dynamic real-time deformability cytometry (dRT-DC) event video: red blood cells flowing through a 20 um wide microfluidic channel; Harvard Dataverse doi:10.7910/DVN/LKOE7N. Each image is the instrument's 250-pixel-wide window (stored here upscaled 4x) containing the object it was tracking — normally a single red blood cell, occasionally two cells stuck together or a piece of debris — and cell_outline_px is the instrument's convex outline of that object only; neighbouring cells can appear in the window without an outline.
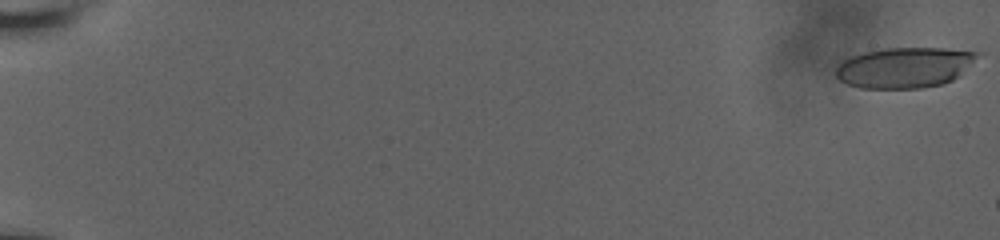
{"species": "human", "species_latin": "Homo sapiens", "temperature_condition": "room temperature", "stored_images_in_passage": 46, "camera_frame_rate_fps": 3000, "um_per_image_px": 0.085, "donor": {"sex": "male"}, "frame": {"image": 1, "passage_image": 1, "time_ms": 0.0, "image_size_px": [1000, 240], "cell_outline_px": [[984, 52], [952, 80], [944, 84], [920, 88], [860, 88], [848, 84], [840, 80], [836, 76], [836, 68], [844, 60], [852, 56], [864, 52], [884, 48], [944, 48]], "centroid_in_image_um": [76.9, 5.73], "position_along_channel_um": 8.1, "area_um2": 33.29}}
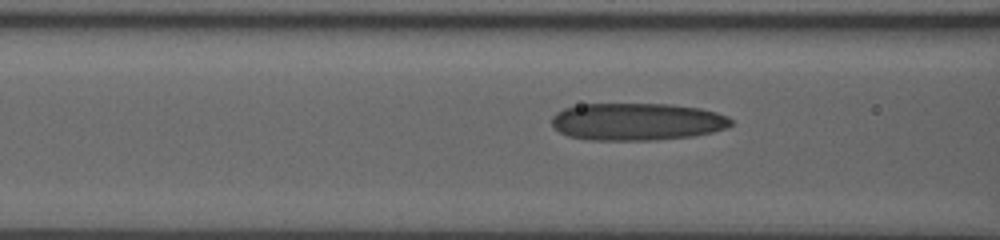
{"frame": {"image": 2, "passage_image": 26, "time_ms": 8.667, "image_size_px": [1000, 240], "cell_outline_px": [[732, 124], [724, 128], [712, 132], [692, 136], [652, 140], [592, 140], [568, 136], [560, 132], [552, 124], [552, 116], [556, 112], [564, 108], [580, 104], [668, 104], [700, 108], [716, 112], [728, 116], [732, 120]], "centroid_in_image_um": [54.13, 10.34], "position_along_channel_um": 112.5, "area_um2": 39.02}}
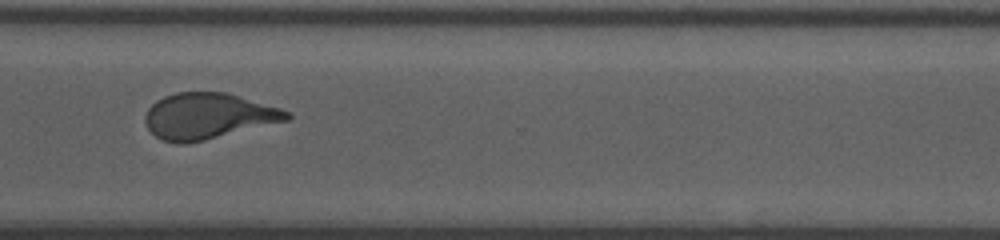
{"frame": {"image": 3, "passage_image": 45, "time_ms": 15.0, "image_size_px": [1000, 240], "cell_outline_px": [[292, 116], [288, 120], [204, 140], [184, 144], [180, 144], [164, 140], [156, 136], [148, 128], [144, 120], [144, 116], [148, 108], [156, 100], [164, 96], [176, 92], [224, 92], [280, 108], [292, 112]], "centroid_in_image_um": [17.67, 9.86], "position_along_channel_um": 352.9, "area_um2": 37.63}}